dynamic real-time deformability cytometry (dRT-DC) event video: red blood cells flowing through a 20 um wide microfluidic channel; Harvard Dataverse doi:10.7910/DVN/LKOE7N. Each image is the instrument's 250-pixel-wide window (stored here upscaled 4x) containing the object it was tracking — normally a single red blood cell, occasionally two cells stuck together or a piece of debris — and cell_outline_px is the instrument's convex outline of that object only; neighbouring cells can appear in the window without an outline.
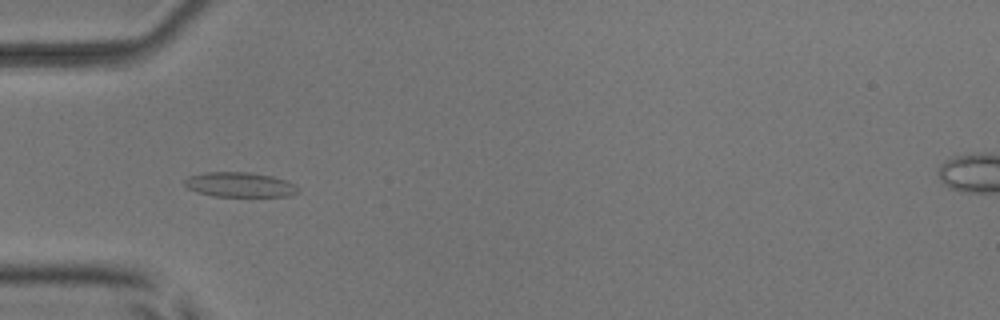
{"species": "common noctule bat (a hibernating species)", "species_latin": "Nyctalus noctula", "temperature_condition": "room temperature", "stored_images_in_passage": 13, "camera_frame_rate_fps": 3000, "um_per_image_px": 0.085, "animal": {"sex": "male", "body_mass_g": 17.9, "forearm_length_mm": 54.2}, "frame": {"image": 1, "passage_image": 4, "time_ms": 1.0, "image_size_px": [1000, 320], "cell_outline_px": [[300, 192], [292, 196], [212, 196], [196, 192], [188, 188], [184, 184], [184, 180], [188, 176], [204, 172], [248, 172], [272, 176], [296, 184], [300, 188]], "centroid_in_image_um": [20.4, 15.7], "position_along_channel_um": 64.6, "area_um2": 16.59}}
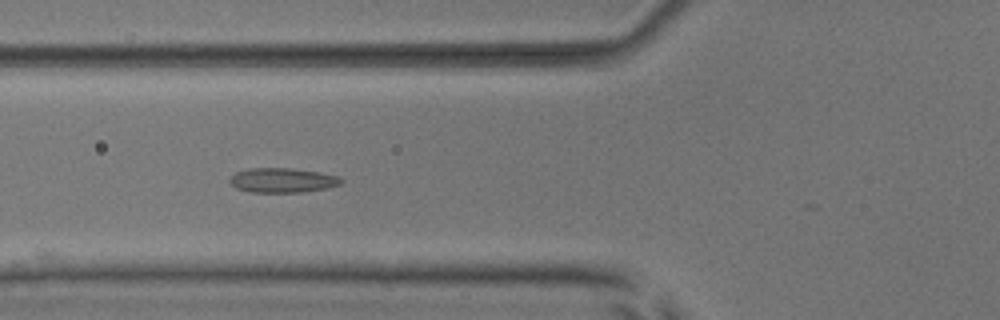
{"frame": {"image": 2, "passage_image": 7, "time_ms": 2.0, "image_size_px": [1000, 320], "cell_outline_px": [[344, 180], [340, 184], [328, 188], [300, 192], [248, 192], [236, 188], [228, 180], [236, 172], [248, 168], [288, 168], [320, 172], [336, 176]], "centroid_in_image_um": [23.99, 15.32], "position_along_channel_um": 101.8, "area_um2": 15.9}}
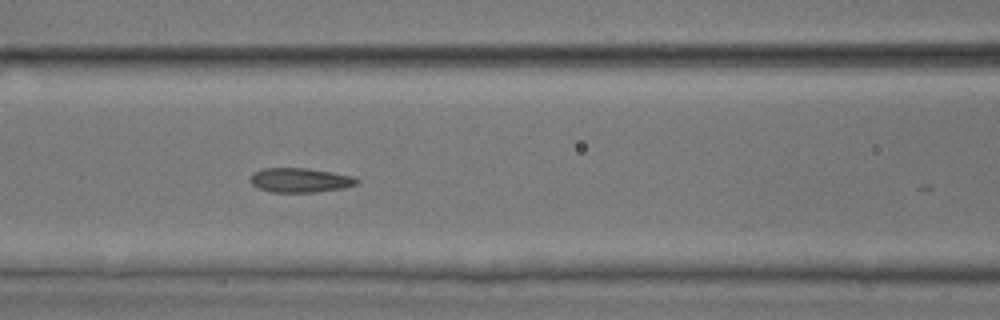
{"frame": {"image": 3, "passage_image": 10, "time_ms": 3.0, "image_size_px": [1000, 320], "cell_outline_px": [[360, 180], [356, 184], [344, 188], [316, 192], [272, 192], [260, 188], [252, 184], [252, 172], [260, 168], [308, 168], [332, 172], [352, 176]], "centroid_in_image_um": [25.52, 15.3], "position_along_channel_um": 141.1, "area_um2": 15.09}}